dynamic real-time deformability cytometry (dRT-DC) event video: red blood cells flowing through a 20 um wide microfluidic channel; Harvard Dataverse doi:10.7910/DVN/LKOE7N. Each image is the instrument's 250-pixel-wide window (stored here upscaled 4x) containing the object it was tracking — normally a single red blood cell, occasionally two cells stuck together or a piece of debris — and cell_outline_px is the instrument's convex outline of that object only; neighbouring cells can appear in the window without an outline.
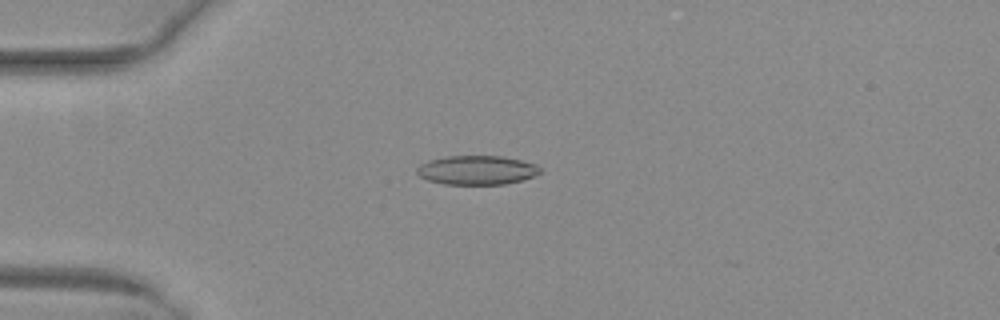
{"species": "common noctule bat (a hibernating species)", "species_latin": "Nyctalus noctula", "temperature_condition": "warm", "stored_images_in_passage": 29, "camera_frame_rate_fps": 3000, "um_per_image_px": 0.085, "animal": {"sex": "female", "body_mass_g": 29.2, "forearm_length_mm": 56.3}, "frame": {"image": 1, "passage_image": 15, "time_ms": 4.667, "image_size_px": [1000, 320], "cell_outline_px": [[540, 172], [532, 176], [520, 180], [504, 184], [444, 184], [428, 180], [420, 176], [416, 172], [416, 168], [420, 164], [428, 160], [444, 156], [500, 156], [520, 160], [536, 164], [540, 168]], "centroid_in_image_um": [40.48, 14.45], "position_along_channel_um": 44.5, "area_um2": 20.75}}
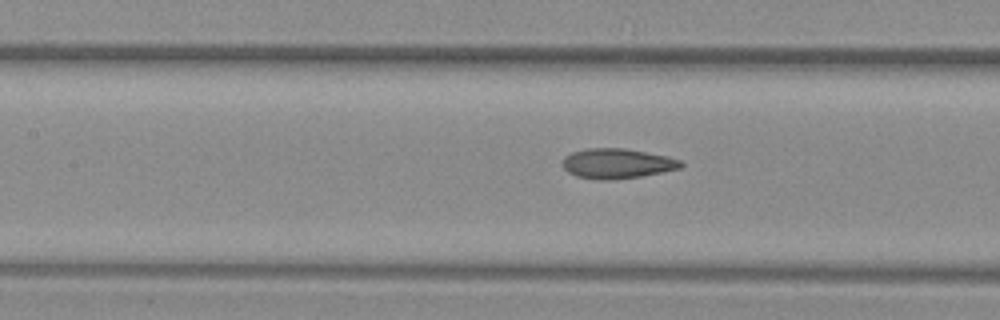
{"frame": {"image": 2, "passage_image": 25, "time_ms": 8.0, "image_size_px": [1000, 320], "cell_outline_px": [[684, 164], [680, 168], [644, 176], [608, 180], [596, 180], [576, 176], [568, 172], [560, 164], [564, 156], [572, 152], [584, 148], [624, 148], [668, 156], [680, 160]], "centroid_in_image_um": [52.42, 13.9], "position_along_channel_um": 155.0, "area_um2": 20.92}}
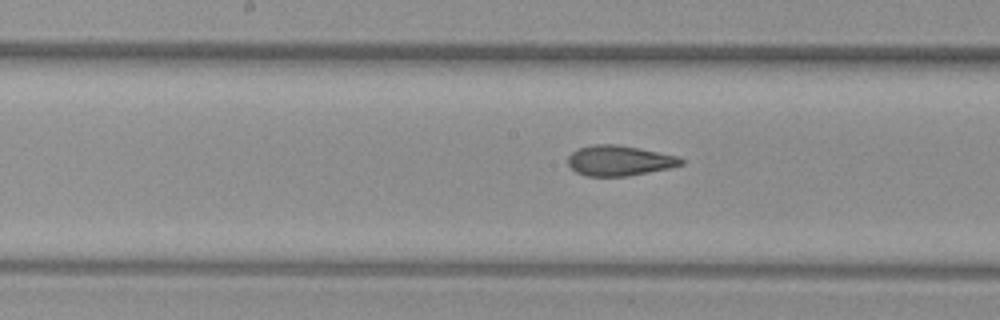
{"frame": {"image": 3, "passage_image": 28, "time_ms": 9.0, "image_size_px": [1000, 320], "cell_outline_px": [[684, 164], [668, 168], [628, 176], [588, 176], [576, 172], [568, 164], [568, 156], [572, 152], [580, 148], [592, 144], [616, 144], [640, 148], [676, 156], [684, 160]], "centroid_in_image_um": [52.63, 13.65], "position_along_channel_um": 195.6, "area_um2": 19.83}}